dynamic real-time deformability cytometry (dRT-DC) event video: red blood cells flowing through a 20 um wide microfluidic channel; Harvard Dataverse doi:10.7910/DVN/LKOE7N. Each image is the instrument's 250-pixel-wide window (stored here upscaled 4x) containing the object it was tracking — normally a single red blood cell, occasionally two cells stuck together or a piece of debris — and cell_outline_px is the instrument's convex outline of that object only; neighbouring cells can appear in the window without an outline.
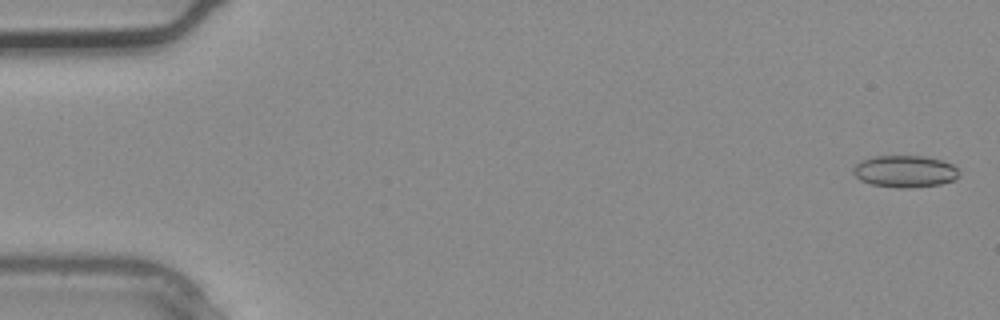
{"species": "common noctule bat (a hibernating species)", "species_latin": "Nyctalus noctula", "temperature_condition": "warm", "stored_images_in_passage": 5, "camera_frame_rate_fps": 3000, "um_per_image_px": 0.085, "animal": {"sex": "male", "body_mass_g": 20.4}, "frame": {"image": 1, "passage_image": 1, "time_ms": 0.0, "image_size_px": [1000, 320], "cell_outline_px": [[960, 176], [952, 180], [940, 184], [912, 188], [896, 188], [872, 184], [860, 180], [852, 172], [852, 168], [860, 160], [872, 156], [924, 156], [940, 160], [952, 164], [960, 172]], "centroid_in_image_um": [76.89, 14.57], "position_along_channel_um": 8.1, "area_um2": 19.83}}